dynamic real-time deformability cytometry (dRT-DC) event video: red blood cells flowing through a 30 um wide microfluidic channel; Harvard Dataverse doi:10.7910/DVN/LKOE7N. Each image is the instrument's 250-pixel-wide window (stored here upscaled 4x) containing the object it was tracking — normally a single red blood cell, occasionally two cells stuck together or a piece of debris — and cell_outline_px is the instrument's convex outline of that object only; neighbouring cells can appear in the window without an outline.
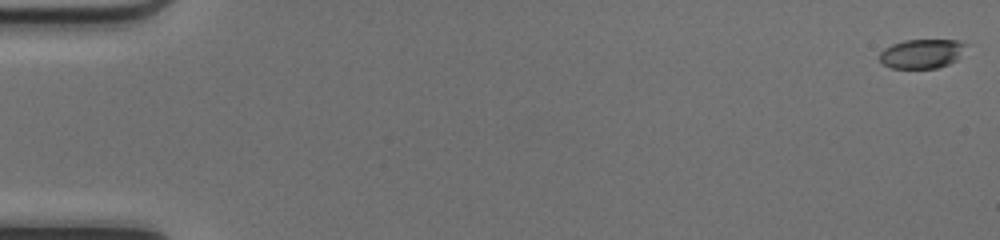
{"species": "common noctule bat (a hibernating species)", "species_latin": "Nyctalus noctula", "temperature_condition": "cold", "stored_images_in_passage": 50, "camera_frame_rate_fps": 3000, "um_per_image_px": 0.085, "animal": {"sex": "female", "body_mass_g": 17.0, "forearm_length_mm": 48.0}, "frame": {"image": 1, "passage_image": 1, "time_ms": 0.0, "image_size_px": [1000, 240], "cell_outline_px": [[968, 44], [956, 60], [948, 64], [936, 68], [892, 68], [884, 64], [880, 60], [880, 52], [884, 48], [892, 44], [904, 40], [956, 40]], "centroid_in_image_um": [78.35, 4.56], "position_along_channel_um": 6.7, "area_um2": 14.62}}
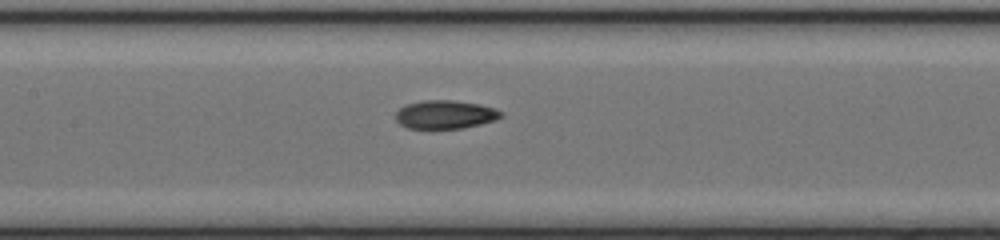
{"frame": {"image": 2, "passage_image": 25, "time_ms": 8.0, "image_size_px": [1000, 240], "cell_outline_px": [[504, 116], [496, 120], [464, 128], [408, 128], [400, 124], [396, 120], [396, 112], [400, 108], [408, 104], [424, 100], [452, 100], [480, 104], [496, 108], [504, 112]], "centroid_in_image_um": [37.9, 9.73], "position_along_channel_um": 169.5, "area_um2": 17.51}}
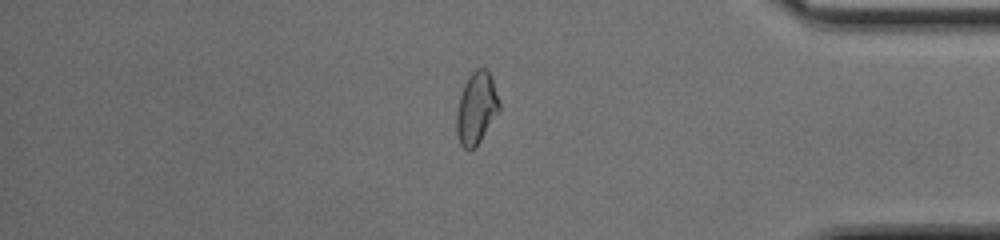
{"frame": {"image": 3, "passage_image": 43, "time_ms": 14.0, "image_size_px": [1000, 240], "cell_outline_px": [[500, 112], [476, 148], [468, 152], [460, 144], [456, 132], [456, 112], [460, 96], [464, 84], [468, 76], [476, 68], [488, 68], [492, 76], [500, 104]], "centroid_in_image_um": [40.51, 9.22], "position_along_channel_um": 394.7, "area_um2": 18.5}, "authors_computed_cell_mechanics": {"area_um2": 17.5134, "velocity_mm_per_s": 4.1951, "shape_relaxation_time_tau1_ms": 6.4858, "shape_relaxation_time_tau2_ms": 3.1079, "deformation_change_tau1": 0.1641, "deformation_change_tau2": 0.0864}}